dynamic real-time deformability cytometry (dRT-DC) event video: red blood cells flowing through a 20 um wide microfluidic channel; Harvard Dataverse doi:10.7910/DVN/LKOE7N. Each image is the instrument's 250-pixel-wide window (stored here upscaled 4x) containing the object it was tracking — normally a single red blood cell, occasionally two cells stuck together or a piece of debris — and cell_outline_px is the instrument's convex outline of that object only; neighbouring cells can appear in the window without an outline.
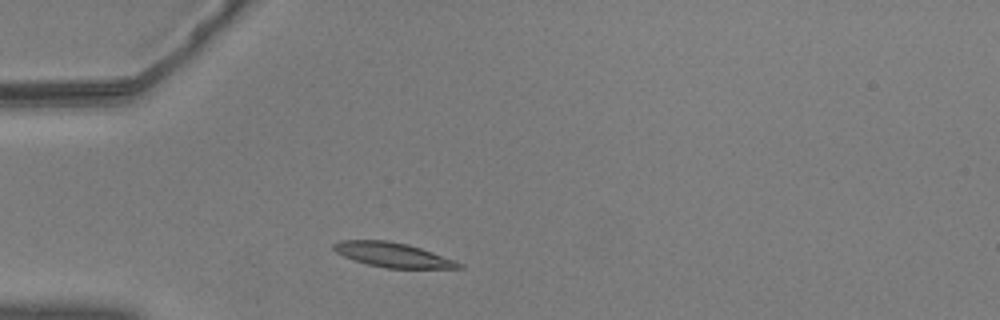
{"species": "common noctule bat (a hibernating species)", "species_latin": "Nyctalus noctula", "temperature_condition": "warm", "stored_images_in_passage": 41, "camera_frame_rate_fps": 3000, "um_per_image_px": 0.085, "animal": {"sex": "male", "body_mass_g": 20.5, "forearm_length_mm": 52.5}, "frame": {"image": 1, "passage_image": 1, "time_ms": 0.0, "image_size_px": [1000, 320], "cell_outline_px": [[464, 268], [388, 268], [368, 264], [344, 256], [336, 252], [332, 248], [332, 244], [340, 240], [388, 240], [408, 244], [456, 260], [464, 264]], "centroid_in_image_um": [33.41, 21.65], "position_along_channel_um": 51.6, "area_um2": 17.86}}
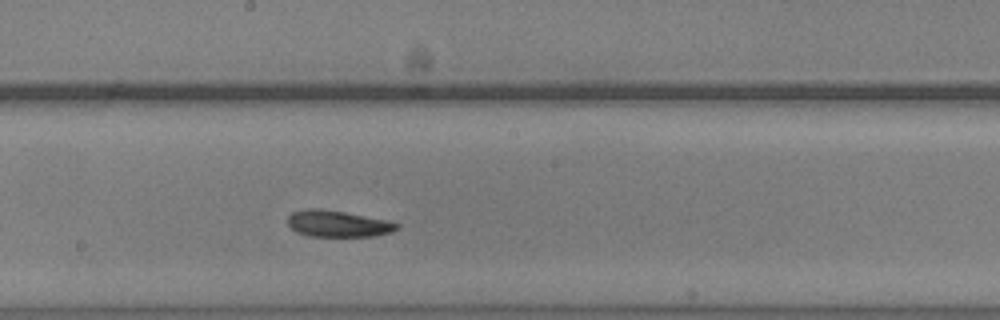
{"frame": {"image": 2, "passage_image": 16, "time_ms": 5.0, "image_size_px": [1000, 320], "cell_outline_px": [[400, 224], [392, 232], [376, 236], [308, 236], [296, 232], [288, 224], [288, 216], [292, 212], [308, 208], [320, 208], [344, 212], [388, 220]], "centroid_in_image_um": [28.71, 19.01], "position_along_channel_um": 219.5, "area_um2": 16.82}}
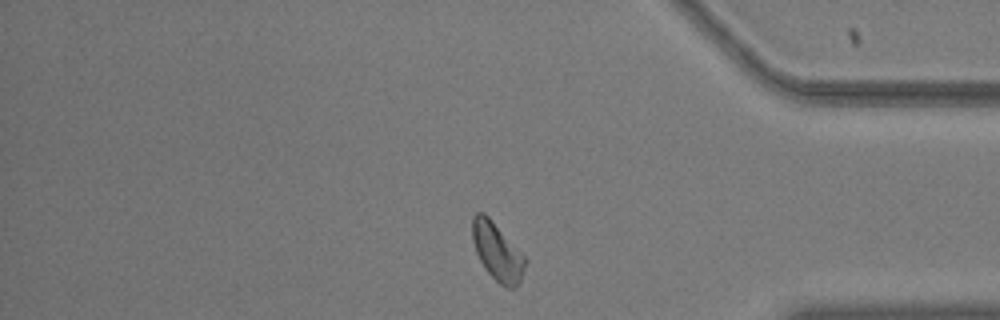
{"frame": {"image": 3, "passage_image": 32, "time_ms": 10.333, "image_size_px": [1000, 320], "cell_outline_px": [[528, 260], [520, 280], [516, 288], [508, 288], [500, 284], [484, 268], [476, 252], [472, 240], [472, 216], [476, 212], [484, 212], [488, 216]], "centroid_in_image_um": [42.26, 21.39], "position_along_channel_um": 392.9, "area_um2": 17.63}, "authors_computed_cell_mechanics": {"area_um2": 17.34, "velocity_mm_per_s": 3.6225, "shape_relaxation_time_tau1_ms": null, "shape_relaxation_time_tau2_ms": 2.8875, "deformation_change_tau1": null, "deformation_change_tau2": 0.0928}}